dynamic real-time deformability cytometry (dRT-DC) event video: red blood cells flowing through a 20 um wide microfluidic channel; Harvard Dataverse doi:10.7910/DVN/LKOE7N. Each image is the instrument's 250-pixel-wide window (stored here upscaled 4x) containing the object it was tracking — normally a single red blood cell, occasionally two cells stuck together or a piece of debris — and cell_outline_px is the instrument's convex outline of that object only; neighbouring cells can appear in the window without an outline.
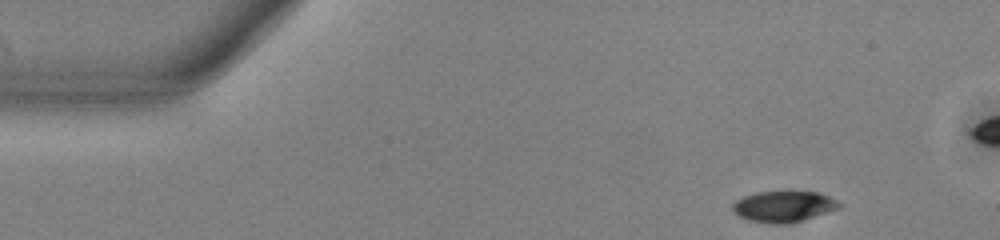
{"species": "common noctule bat (a hibernating species)", "species_latin": "Nyctalus noctula", "temperature_condition": "warm", "stored_images_in_passage": 44, "camera_frame_rate_fps": 3000, "um_per_image_px": 0.085, "animal": {"sex": "male", "body_mass_g": 13.0, "forearm_length_mm": 53.1}, "frame": {"image": 1, "passage_image": 1, "time_ms": 0.0, "image_size_px": [1000, 240], "cell_outline_px": [[844, 204], [840, 208], [788, 224], [772, 224], [748, 220], [740, 216], [732, 208], [732, 204], [736, 200], [744, 196], [756, 192], [816, 192], [828, 196]], "centroid_in_image_um": [66.61, 17.55], "position_along_channel_um": 18.4, "area_um2": 19.07}}
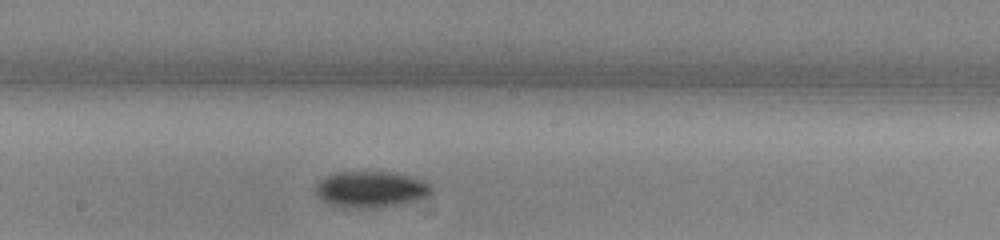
{"frame": {"image": 2, "passage_image": 23, "time_ms": 7.333, "image_size_px": [1000, 240], "cell_outline_px": [[432, 192], [424, 196], [400, 204], [376, 208], [344, 208], [328, 204], [320, 200], [316, 196], [316, 184], [324, 176], [336, 172], [388, 172], [412, 176], [428, 184], [432, 188]], "centroid_in_image_um": [31.42, 16.1], "position_along_channel_um": 216.8, "area_um2": 24.45}}
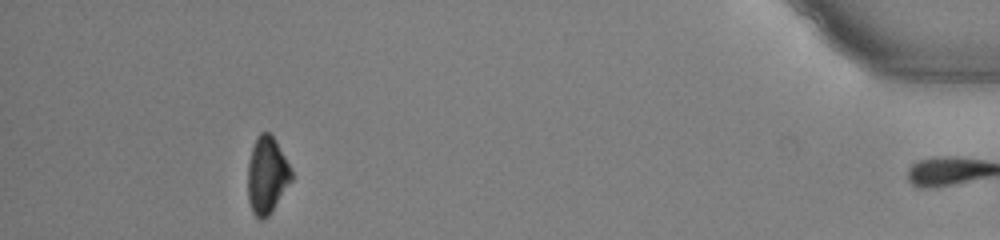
{"frame": {"image": 3, "passage_image": 43, "time_ms": 14.0, "image_size_px": [1000, 240], "cell_outline_px": [[292, 180], [272, 212], [264, 220], [260, 220], [252, 212], [248, 200], [248, 164], [252, 148], [256, 136], [260, 132], [268, 132], [276, 140], [292, 172]], "centroid_in_image_um": [22.68, 14.92], "position_along_channel_um": 412.5, "area_um2": 19.59}, "authors_computed_cell_mechanics": {"area_um2": 21.7906, "velocity_mm_per_s": 3.9441, "shape_relaxation_time_tau1_ms": 1.9097, "shape_relaxation_time_tau2_ms": null, "deformation_change_tau1": 0.1088, "deformation_change_tau2": null}}